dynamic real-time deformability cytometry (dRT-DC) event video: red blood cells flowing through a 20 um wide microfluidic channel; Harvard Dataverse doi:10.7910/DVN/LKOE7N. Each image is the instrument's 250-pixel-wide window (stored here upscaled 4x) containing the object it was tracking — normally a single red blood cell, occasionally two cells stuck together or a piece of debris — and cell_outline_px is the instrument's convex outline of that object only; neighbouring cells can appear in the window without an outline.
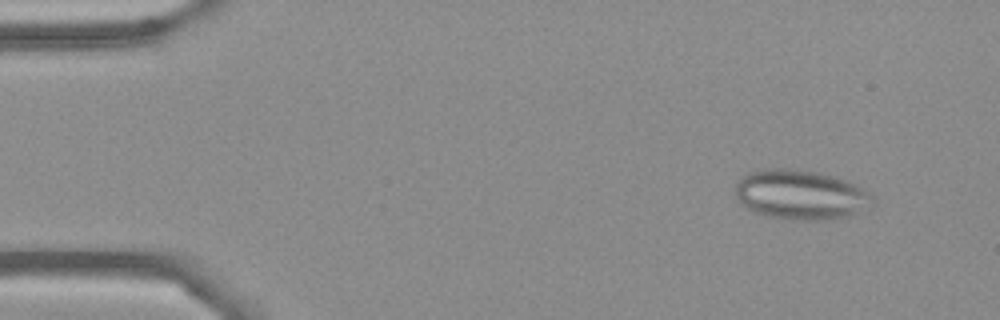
{"species": "Egyptian fruit bat (a non-hibernating species)", "species_latin": "Rousettus aegyptiacus", "temperature_condition": "cold", "stored_images_in_passage": 54, "segment_of_instrument_passage": [1, 2], "camera_frame_rate_fps": 3000, "um_per_image_px": 0.085, "frame": {"image": 1, "passage_image": 5, "time_ms": 1.333, "image_size_px": [1000, 320], "cell_outline_px": [[876, 200], [868, 208], [848, 216], [832, 220], [792, 220], [768, 216], [756, 212], [740, 204], [736, 196], [736, 184], [740, 176], [748, 172], [764, 168], [792, 168], [820, 172], [836, 176], [848, 180], [864, 188]], "centroid_in_image_um": [68.07, 16.54], "position_along_channel_um": 16.9, "area_um2": 40.46}}